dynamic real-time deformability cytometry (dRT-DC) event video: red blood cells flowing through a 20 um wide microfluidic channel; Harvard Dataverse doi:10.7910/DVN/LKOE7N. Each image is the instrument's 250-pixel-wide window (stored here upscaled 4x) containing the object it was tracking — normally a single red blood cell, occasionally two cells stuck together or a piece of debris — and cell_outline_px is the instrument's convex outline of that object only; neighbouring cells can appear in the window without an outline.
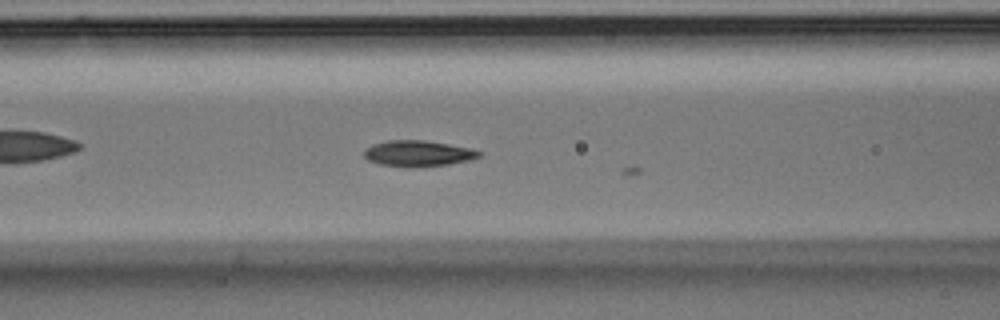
{"species": "Egyptian fruit bat (a non-hibernating species)", "species_latin": "Rousettus aegyptiacus", "temperature_condition": "room temperature", "stored_images_in_passage": 5, "camera_frame_rate_fps": 3000, "um_per_image_px": 0.085, "animal": {"sex": "male"}, "frame": {"image": 1, "passage_image": 4, "time_ms": 1.0, "image_size_px": [1000, 320], "cell_outline_px": [[480, 156], [468, 160], [448, 164], [404, 168], [380, 164], [368, 160], [364, 156], [364, 148], [372, 144], [388, 140], [424, 140], [472, 148], [480, 152]], "centroid_in_image_um": [35.48, 13.04], "position_along_channel_um": 131.1, "area_um2": 17.4}}